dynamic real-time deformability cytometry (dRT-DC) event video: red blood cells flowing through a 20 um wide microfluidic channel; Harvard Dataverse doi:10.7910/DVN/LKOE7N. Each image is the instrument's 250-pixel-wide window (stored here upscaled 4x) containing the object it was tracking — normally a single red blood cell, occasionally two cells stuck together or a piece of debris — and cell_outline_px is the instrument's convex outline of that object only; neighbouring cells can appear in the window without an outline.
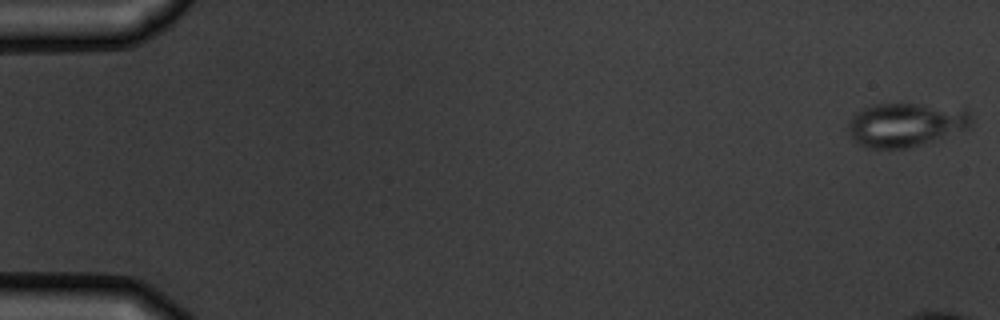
{"species": "common noctule bat (a hibernating species)", "species_latin": "Nyctalus noctula", "temperature_condition": "warm", "stored_images_in_passage": 10, "camera_frame_rate_fps": 3000, "um_per_image_px": 0.085, "animal": {"sex": "male", "body_mass_g": 19.5, "forearm_length_mm": 54.6}, "frame": {"image": 1, "passage_image": 1, "time_ms": 0.0, "image_size_px": [1000, 320], "cell_outline_px": [[972, 124], [968, 128], [908, 148], [868, 148], [860, 144], [852, 136], [848, 128], [848, 124], [852, 116], [856, 112], [872, 104], [916, 104], [968, 108], [972, 116]], "centroid_in_image_um": [77.02, 10.57], "position_along_channel_um": 8.0, "area_um2": 31.21}}